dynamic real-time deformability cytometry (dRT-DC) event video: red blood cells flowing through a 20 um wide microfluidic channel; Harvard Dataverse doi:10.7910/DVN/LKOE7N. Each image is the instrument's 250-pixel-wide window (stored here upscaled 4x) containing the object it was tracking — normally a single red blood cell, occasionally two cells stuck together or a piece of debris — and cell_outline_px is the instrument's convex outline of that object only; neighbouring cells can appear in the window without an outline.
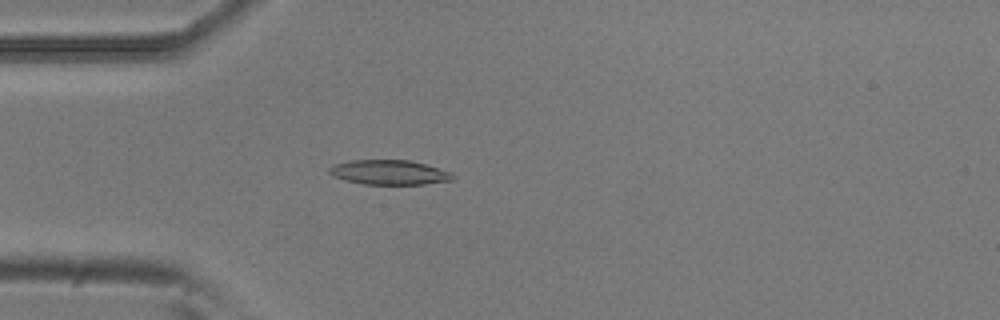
{"species": "common noctule bat (a hibernating species)", "species_latin": "Nyctalus noctula", "temperature_condition": "room temperature", "stored_images_in_passage": 53, "camera_frame_rate_fps": 3000, "um_per_image_px": 0.085, "animal": {"sex": "male", "body_mass_g": 20.5, "forearm_length_mm": 52.5}, "frame": {"image": 1, "passage_image": 15, "time_ms": 4.667, "image_size_px": [1000, 320], "cell_outline_px": [[456, 176], [452, 180], [424, 184], [364, 184], [344, 180], [332, 176], [328, 172], [328, 168], [336, 164], [348, 160], [412, 160], [452, 172]], "centroid_in_image_um": [33.09, 14.64], "position_along_channel_um": 51.9, "area_um2": 17.86}}
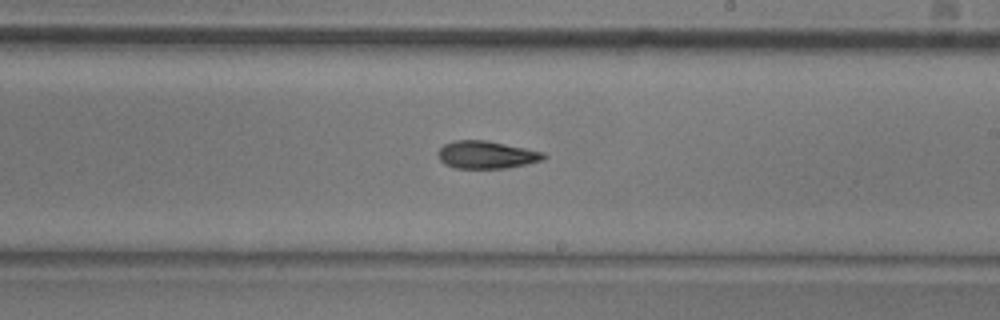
{"frame": {"image": 2, "passage_image": 31, "time_ms": 10.0, "image_size_px": [1000, 320], "cell_outline_px": [[548, 156], [544, 160], [508, 168], [456, 168], [444, 164], [440, 160], [436, 152], [444, 144], [452, 140], [484, 140], [544, 152]], "centroid_in_image_um": [41.33, 13.16], "position_along_channel_um": 247.7, "area_um2": 17.05}}
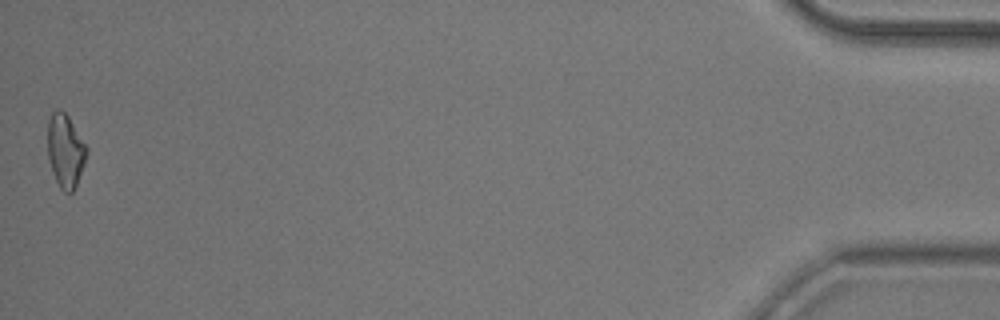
{"frame": {"image": 3, "passage_image": 53, "time_ms": 17.333, "image_size_px": [1000, 320], "cell_outline_px": [[88, 152], [84, 164], [76, 184], [72, 192], [64, 192], [60, 188], [52, 172], [48, 160], [48, 120], [52, 112], [56, 108], [64, 112], [68, 116], [88, 148]], "centroid_in_image_um": [5.55, 12.8], "position_along_channel_um": 429.7, "area_um2": 16.59}, "authors_computed_cell_mechanics": {"area_um2": 16.9932, "velocity_mm_per_s": 3.8089, "shape_relaxation_time_tau1_ms": 9.3447, "shape_relaxation_time_tau2_ms": 5.3297, "deformation_change_tau1": 0.1972, "deformation_change_tau2": 0.1349}}